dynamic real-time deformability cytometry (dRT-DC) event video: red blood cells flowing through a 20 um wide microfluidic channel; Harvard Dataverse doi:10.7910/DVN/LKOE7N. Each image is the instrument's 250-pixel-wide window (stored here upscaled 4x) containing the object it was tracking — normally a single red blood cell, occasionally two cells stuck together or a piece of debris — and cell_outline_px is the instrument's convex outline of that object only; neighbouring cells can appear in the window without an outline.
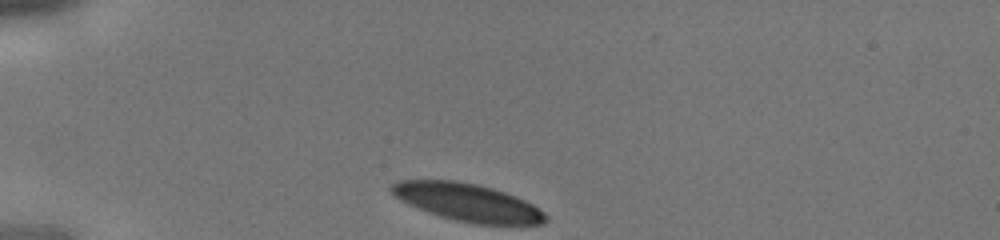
{"species": "human", "species_latin": "Homo sapiens", "temperature_condition": "cold", "stored_images_in_passage": 27, "camera_frame_rate_fps": 3000, "um_per_image_px": 0.085, "donor": {"sex": "male"}, "frame": {"image": 1, "passage_image": 1, "time_ms": 0.0, "image_size_px": [1000, 240], "cell_outline_px": [[548, 220], [544, 224], [472, 224], [440, 216], [428, 212], [408, 204], [400, 200], [388, 188], [392, 184], [400, 180], [452, 180], [476, 184], [492, 188], [516, 196], [532, 204], [544, 212], [548, 216]], "centroid_in_image_um": [39.75, 17.2], "position_along_channel_um": 45.2, "area_um2": 33.7}}
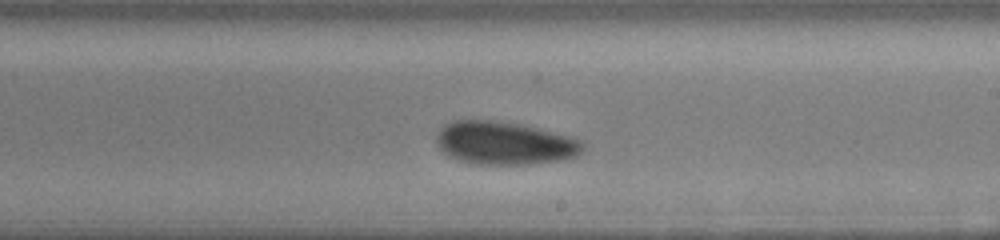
{"frame": {"image": 2, "passage_image": 16, "time_ms": 5.0, "image_size_px": [1000, 240], "cell_outline_px": [[584, 148], [576, 156], [560, 160], [532, 164], [472, 164], [456, 160], [448, 156], [440, 148], [436, 140], [436, 136], [440, 128], [444, 124], [456, 120], [492, 120], [520, 124], [540, 128], [572, 136], [584, 140]], "centroid_in_image_um": [42.9, 12.16], "position_along_channel_um": 246.1, "area_um2": 37.11}}
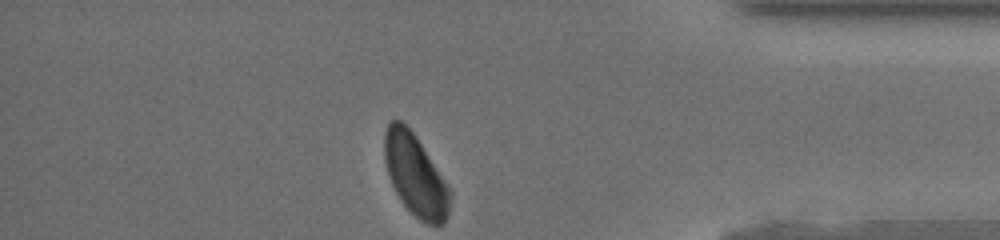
{"frame": {"image": 3, "passage_image": 27, "time_ms": 8.667, "image_size_px": [1000, 240], "cell_outline_px": [[452, 196], [448, 212], [444, 224], [428, 224], [420, 220], [400, 200], [388, 176], [384, 160], [384, 132], [388, 124], [392, 120], [400, 120], [412, 132], [452, 192]], "centroid_in_image_um": [35.29, 14.91], "position_along_channel_um": 399.9, "area_um2": 30.52}}